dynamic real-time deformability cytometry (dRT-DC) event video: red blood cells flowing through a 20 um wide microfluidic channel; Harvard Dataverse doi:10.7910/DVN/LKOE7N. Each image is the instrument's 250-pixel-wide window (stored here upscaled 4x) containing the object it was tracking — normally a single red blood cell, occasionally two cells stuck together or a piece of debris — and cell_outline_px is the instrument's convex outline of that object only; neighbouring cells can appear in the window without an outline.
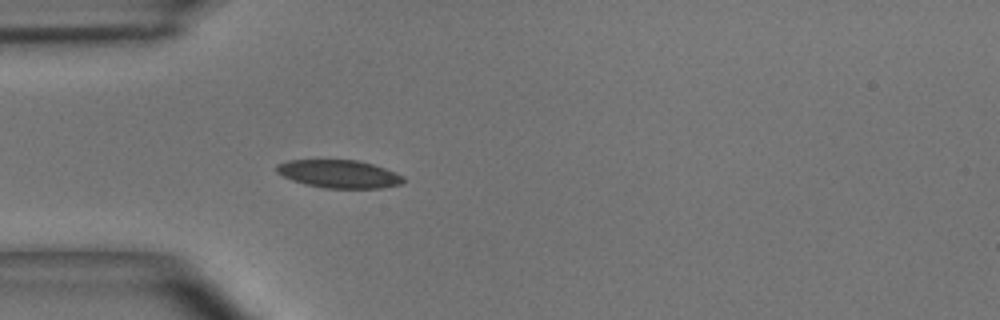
{"species": "common noctule bat (a hibernating species)", "species_latin": "Nyctalus noctula", "temperature_condition": "room temperature", "stored_images_in_passage": 4, "camera_frame_rate_fps": 3000, "um_per_image_px": 0.085, "animal": {"sex": "male", "body_mass_g": 15.6}, "frame": {"image": 1, "passage_image": 4, "time_ms": 1.0, "image_size_px": [1000, 320], "cell_outline_px": [[404, 180], [400, 184], [384, 188], [324, 188], [304, 184], [292, 180], [276, 172], [276, 164], [288, 160], [356, 160], [372, 164], [396, 172], [404, 176]], "centroid_in_image_um": [28.81, 14.79], "position_along_channel_um": 56.2, "area_um2": 20.69}}